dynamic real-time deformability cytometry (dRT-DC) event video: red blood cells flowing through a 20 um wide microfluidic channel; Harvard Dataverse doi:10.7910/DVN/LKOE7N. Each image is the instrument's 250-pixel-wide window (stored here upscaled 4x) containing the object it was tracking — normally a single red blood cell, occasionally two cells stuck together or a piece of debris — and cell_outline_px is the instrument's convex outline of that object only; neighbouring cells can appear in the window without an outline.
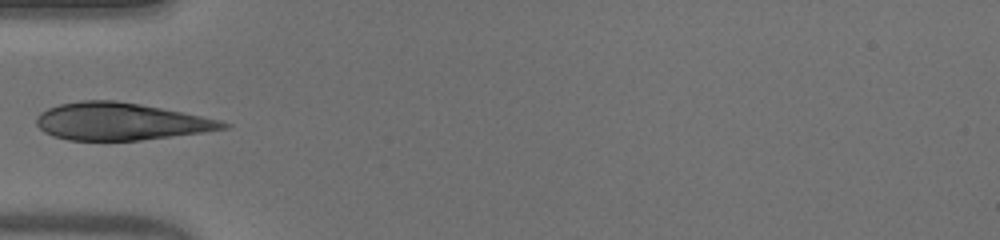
{"species": "human", "species_latin": "Homo sapiens", "temperature_condition": "warm", "stored_images_in_passage": 35, "camera_frame_rate_fps": 3000, "um_per_image_px": 0.085, "donor": {"sex": "male"}, "frame": {"image": 1, "passage_image": 1, "time_ms": 0.0, "image_size_px": [1000, 240], "cell_outline_px": [[232, 124], [228, 128], [200, 132], [140, 140], [68, 140], [52, 136], [44, 132], [36, 124], [36, 116], [40, 112], [48, 108], [60, 104], [80, 100], [116, 100], [140, 104], [220, 120]], "centroid_in_image_um": [10.18, 10.32], "position_along_channel_um": 74.8, "area_um2": 40.23}}
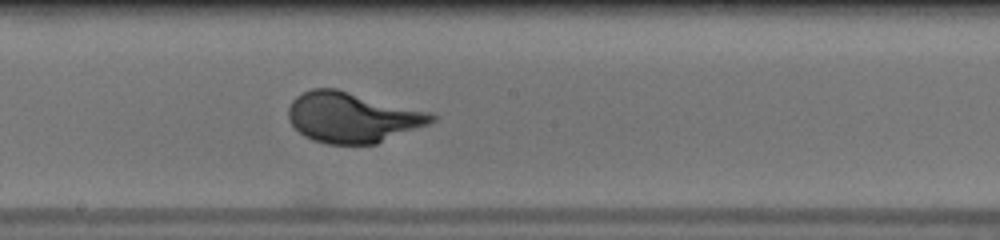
{"frame": {"image": 2, "passage_image": 12, "time_ms": 3.667, "image_size_px": [1000, 240], "cell_outline_px": [[436, 120], [428, 124], [376, 144], [328, 144], [312, 140], [304, 136], [288, 120], [288, 108], [292, 100], [296, 96], [312, 88], [336, 88], [432, 112], [436, 116]], "centroid_in_image_um": [29.95, 9.97], "position_along_channel_um": 218.3, "area_um2": 42.14}}
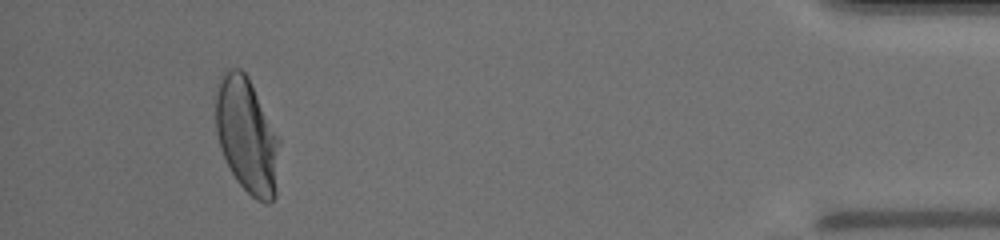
{"frame": {"image": 3, "passage_image": 32, "time_ms": 10.333, "image_size_px": [1000, 240], "cell_outline_px": [[280, 144], [276, 196], [268, 204], [264, 204], [256, 200], [236, 180], [220, 148], [216, 132], [216, 92], [220, 76], [224, 72], [232, 68], [240, 68], [248, 76], [280, 140]], "centroid_in_image_um": [21.0, 11.54], "position_along_channel_um": 414.2, "area_um2": 42.83}}